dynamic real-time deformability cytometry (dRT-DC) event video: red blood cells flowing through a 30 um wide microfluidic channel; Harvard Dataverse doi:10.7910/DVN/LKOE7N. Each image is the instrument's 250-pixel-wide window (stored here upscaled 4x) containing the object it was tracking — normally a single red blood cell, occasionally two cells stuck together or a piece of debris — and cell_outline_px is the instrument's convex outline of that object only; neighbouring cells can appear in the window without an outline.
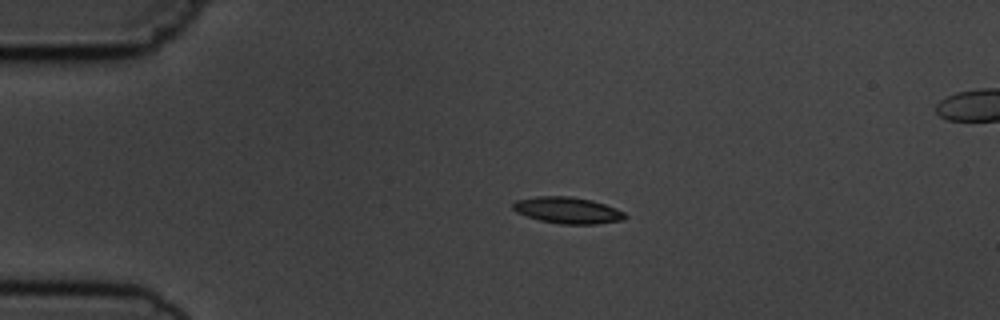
{"species": "common noctule bat (a hibernating species)", "species_latin": "Nyctalus noctula", "temperature_condition": "cold", "stored_images_in_passage": 5, "segment_of_instrument_passage": [1, 2], "camera_frame_rate_fps": 3000, "um_per_image_px": 0.085, "animal": {"sex": "male", "body_mass_g": 19.5, "forearm_length_mm": 54.6}, "frame": {"image": 1, "passage_image": 3, "time_ms": 2.333, "image_size_px": [1000, 320], "cell_outline_px": [[628, 216], [624, 220], [596, 224], [560, 224], [540, 220], [516, 212], [512, 208], [512, 204], [516, 200], [536, 196], [572, 196], [592, 200], [616, 208], [624, 212]], "centroid_in_image_um": [48.26, 17.87], "position_along_channel_um": 36.7, "area_um2": 17.34}}